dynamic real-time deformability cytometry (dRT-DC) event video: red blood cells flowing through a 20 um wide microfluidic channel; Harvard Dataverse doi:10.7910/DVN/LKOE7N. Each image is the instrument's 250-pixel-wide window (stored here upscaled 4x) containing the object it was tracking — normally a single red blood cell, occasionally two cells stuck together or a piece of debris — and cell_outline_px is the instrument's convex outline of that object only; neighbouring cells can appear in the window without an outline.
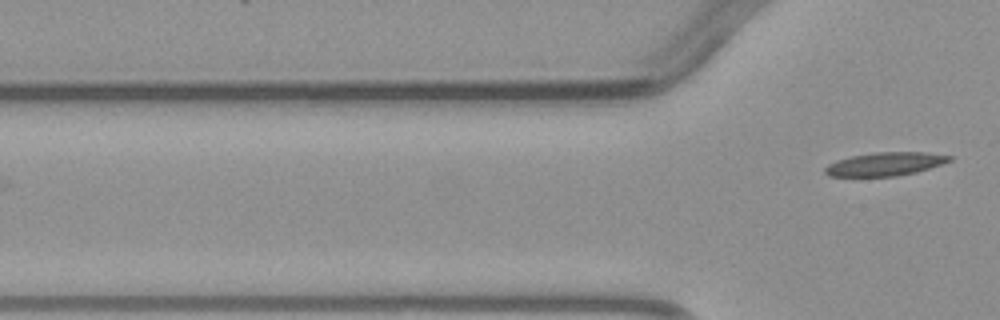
{"species": "common noctule bat (a hibernating species)", "species_latin": "Nyctalus noctula", "temperature_condition": "warm", "stored_images_in_passage": 5, "camera_frame_rate_fps": 3000, "um_per_image_px": 0.085, "animal": {"sex": "male", "body_mass_g": 23.1, "forearm_length_mm": 52.7}, "frame": {"image": 1, "passage_image": 5, "time_ms": 5.667, "image_size_px": [1000, 320], "cell_outline_px": [[952, 160], [916, 172], [896, 176], [828, 176], [824, 172], [824, 168], [828, 164], [836, 160], [852, 156], [876, 152], [928, 152], [952, 156]], "centroid_in_image_um": [75.22, 13.94], "position_along_channel_um": 50.6, "area_um2": 16.88}}